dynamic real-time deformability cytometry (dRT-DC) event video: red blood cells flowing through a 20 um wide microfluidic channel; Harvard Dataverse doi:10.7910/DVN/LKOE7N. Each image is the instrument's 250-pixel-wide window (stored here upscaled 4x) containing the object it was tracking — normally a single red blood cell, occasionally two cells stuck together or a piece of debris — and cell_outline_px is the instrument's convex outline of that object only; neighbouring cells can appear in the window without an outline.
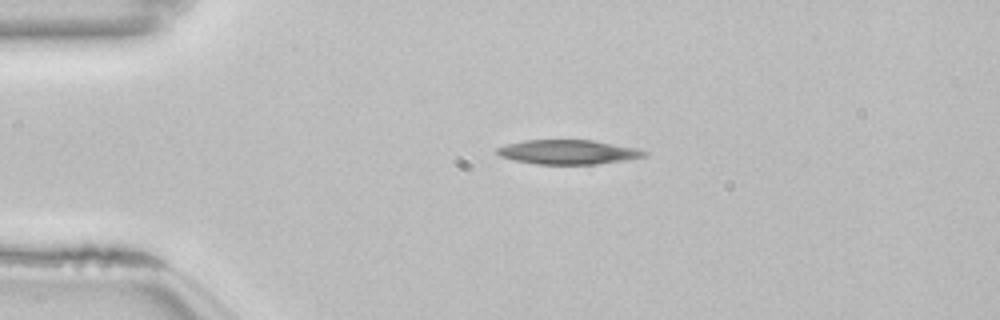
{"species": "common noctule bat (a hibernating species)", "species_latin": "Nyctalus noctula", "temperature_condition": "room temperature", "stored_images_in_passage": 42, "camera_frame_rate_fps": 3000, "um_per_image_px": 0.085, "animal": {"sex": "female", "body_mass_g": 22.7, "forearm_length_mm": 54.2}, "frame": {"image": 1, "passage_image": 1, "time_ms": 0.0, "image_size_px": [1000, 320], "cell_outline_px": [[648, 156], [624, 160], [596, 164], [536, 164], [516, 160], [500, 156], [496, 152], [496, 148], [508, 144], [524, 140], [592, 140], [636, 148], [648, 152]], "centroid_in_image_um": [48.3, 12.92], "position_along_channel_um": 36.7, "area_um2": 20.75}}
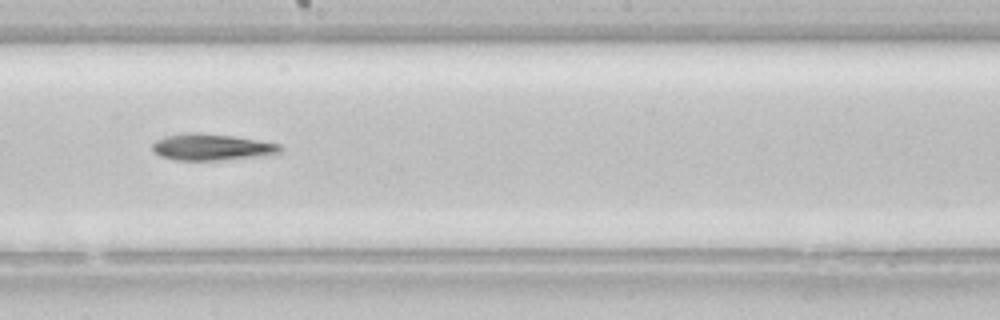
{"frame": {"image": 2, "passage_image": 19, "time_ms": 6.0, "image_size_px": [1000, 320], "cell_outline_px": [[284, 148], [280, 152], [272, 156], [220, 160], [176, 160], [160, 156], [152, 148], [152, 144], [156, 140], [164, 136], [188, 132], [196, 132], [232, 136], [280, 144]], "centroid_in_image_um": [18.04, 12.51], "position_along_channel_um": 230.2, "area_um2": 19.94}}
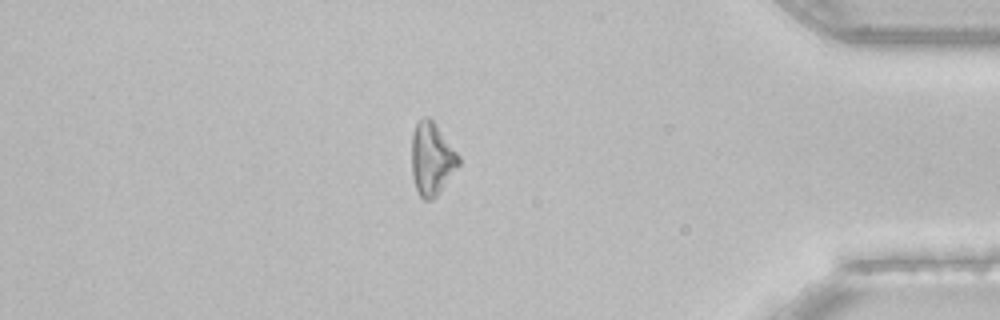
{"frame": {"image": 3, "passage_image": 35, "time_ms": 11.333, "image_size_px": [1000, 320], "cell_outline_px": [[460, 164], [436, 196], [432, 200], [424, 200], [420, 196], [416, 188], [412, 176], [412, 132], [416, 124], [424, 116], [428, 116], [436, 124], [460, 156]], "centroid_in_image_um": [36.7, 13.49], "position_along_channel_um": 398.5, "area_um2": 19.83}, "authors_computed_cell_mechanics": {"area_um2": 20.3456, "velocity_mm_per_s": 3.8436, "shape_relaxation_time_tau1_ms": 6.8215, "shape_relaxation_time_tau2_ms": null, "deformation_change_tau1": 0.1636, "deformation_change_tau2": null}}